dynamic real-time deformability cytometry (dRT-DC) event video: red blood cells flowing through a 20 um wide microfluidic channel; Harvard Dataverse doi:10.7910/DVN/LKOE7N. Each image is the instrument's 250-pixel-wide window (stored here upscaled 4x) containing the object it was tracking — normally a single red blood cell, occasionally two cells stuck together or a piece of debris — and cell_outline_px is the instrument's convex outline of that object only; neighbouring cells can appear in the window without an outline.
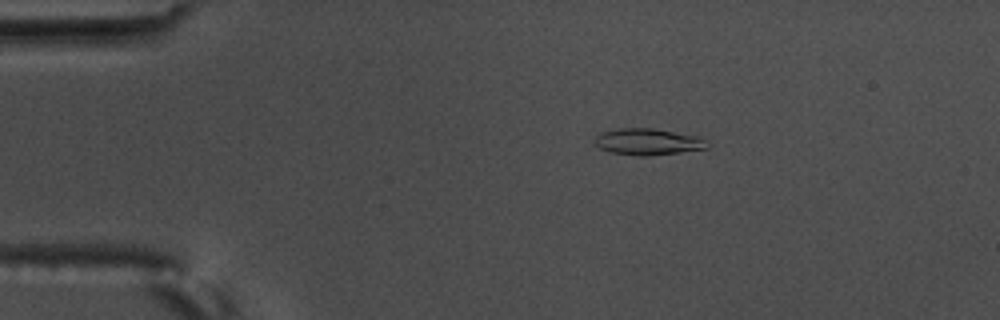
{"species": "common noctule bat (a hibernating species)", "species_latin": "Nyctalus noctula", "temperature_condition": "warm", "stored_images_in_passage": 59, "camera_frame_rate_fps": 3000, "um_per_image_px": 0.085, "animal": {"sex": "male", "body_mass_g": 17.5, "forearm_length_mm": 52.3}, "frame": {"image": 1, "passage_image": 12, "time_ms": 3.667, "image_size_px": [1000, 320], "cell_outline_px": [[708, 148], [680, 152], [648, 156], [640, 156], [608, 152], [600, 148], [592, 140], [600, 132], [620, 128], [652, 128], [696, 136], [704, 140], [708, 144]], "centroid_in_image_um": [55.01, 12.05], "position_along_channel_um": 30.0, "area_um2": 17.28}}
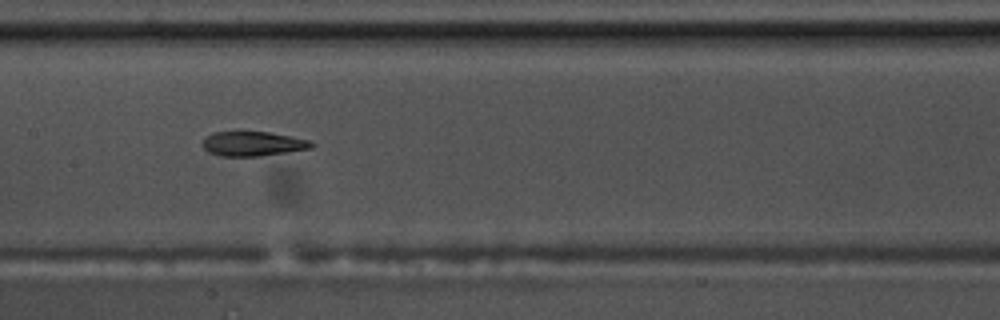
{"frame": {"image": 2, "passage_image": 30, "time_ms": 9.667, "image_size_px": [1000, 320], "cell_outline_px": [[316, 144], [312, 148], [288, 152], [260, 156], [220, 156], [208, 152], [200, 144], [204, 136], [212, 132], [268, 132], [312, 140]], "centroid_in_image_um": [21.48, 12.22], "position_along_channel_um": 185.9, "area_um2": 15.84}}
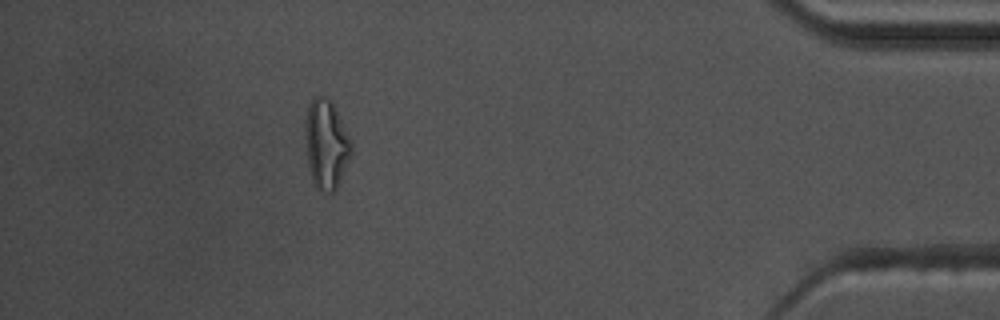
{"frame": {"image": 3, "passage_image": 53, "time_ms": 17.333, "image_size_px": [1000, 320], "cell_outline_px": [[352, 152], [340, 180], [336, 188], [332, 192], [328, 192], [316, 188], [312, 180], [308, 164], [304, 128], [308, 104], [312, 96], [324, 96], [332, 100], [352, 144]], "centroid_in_image_um": [27.7, 12.21], "position_along_channel_um": 407.5, "area_um2": 23.87}, "authors_computed_cell_mechanics": {"area_um2": 17.1088, "velocity_mm_per_s": 3.5582, "shape_relaxation_time_tau1_ms": 11.2984, "shape_relaxation_time_tau2_ms": 2.0575, "deformation_change_tau1": 0.3292, "deformation_change_tau2": 0.1016}}